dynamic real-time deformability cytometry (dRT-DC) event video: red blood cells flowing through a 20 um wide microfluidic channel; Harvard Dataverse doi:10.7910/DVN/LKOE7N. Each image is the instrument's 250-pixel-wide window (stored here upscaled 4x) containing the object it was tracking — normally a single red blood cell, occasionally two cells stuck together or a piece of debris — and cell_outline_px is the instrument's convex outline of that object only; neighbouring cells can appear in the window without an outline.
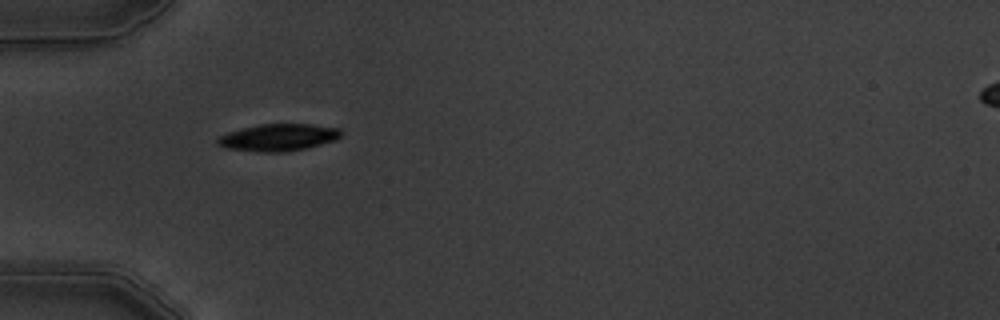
{"species": "common noctule bat (a hibernating species)", "species_latin": "Nyctalus noctula", "temperature_condition": "warm", "stored_images_in_passage": 5, "camera_frame_rate_fps": 3000, "um_per_image_px": 0.085, "animal": {"sex": "male", "body_mass_g": 19.5, "forearm_length_mm": 54.6}, "frame": {"image": 1, "passage_image": 1, "time_ms": 0.0, "image_size_px": [1000, 320], "cell_outline_px": [[344, 132], [336, 140], [304, 148], [284, 152], [260, 152], [224, 148], [216, 144], [216, 140], [220, 136], [228, 132], [260, 124], [312, 124], [340, 128]], "centroid_in_image_um": [23.66, 11.68], "position_along_channel_um": 61.3, "area_um2": 19.48}}
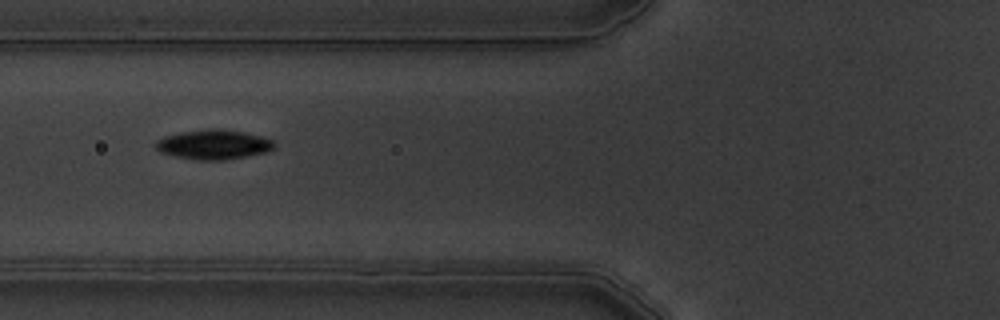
{"frame": {"image": 2, "passage_image": 2, "time_ms": 1.333, "image_size_px": [1000, 320], "cell_outline_px": [[276, 144], [268, 152], [224, 160], [200, 160], [176, 156], [160, 152], [156, 148], [156, 140], [164, 136], [180, 132], [208, 128], [216, 128], [244, 132], [260, 136], [272, 140]], "centroid_in_image_um": [18.15, 12.27], "position_along_channel_um": 107.7, "area_um2": 20.4}}